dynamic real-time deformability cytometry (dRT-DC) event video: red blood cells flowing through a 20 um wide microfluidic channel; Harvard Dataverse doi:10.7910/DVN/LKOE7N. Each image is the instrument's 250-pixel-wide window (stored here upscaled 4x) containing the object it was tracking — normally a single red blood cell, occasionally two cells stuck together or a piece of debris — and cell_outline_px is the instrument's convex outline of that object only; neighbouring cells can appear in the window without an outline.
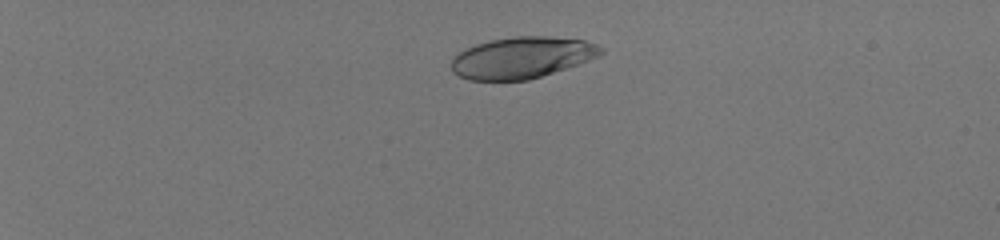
{"species": "human", "species_latin": "Homo sapiens", "temperature_condition": "room temperature", "stored_images_in_passage": 40, "camera_frame_rate_fps": 3000, "um_per_image_px": 0.085, "donor": {"sex": "male"}, "frame": {"image": 1, "passage_image": 1, "time_ms": 0.0, "image_size_px": [1000, 240], "cell_outline_px": [[604, 52], [600, 56], [528, 80], [468, 80], [452, 72], [452, 56], [464, 48], [488, 40], [512, 36], [548, 36], [584, 40], [596, 44], [604, 48]], "centroid_in_image_um": [44.32, 4.88], "position_along_channel_um": 40.7, "area_um2": 36.13}}
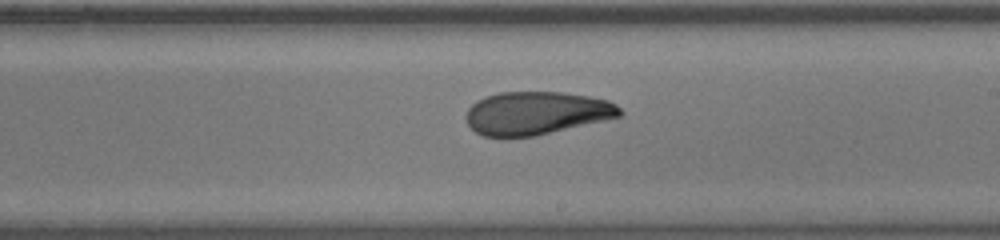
{"frame": {"image": 2, "passage_image": 23, "time_ms": 7.333, "image_size_px": [1000, 240], "cell_outline_px": [[624, 112], [620, 116], [604, 120], [536, 136], [504, 140], [484, 136], [476, 132], [468, 124], [464, 116], [468, 108], [476, 100], [484, 96], [500, 92], [564, 92], [588, 96], [608, 100], [616, 104]], "centroid_in_image_um": [45.53, 9.64], "position_along_channel_um": 243.5, "area_um2": 39.36}}
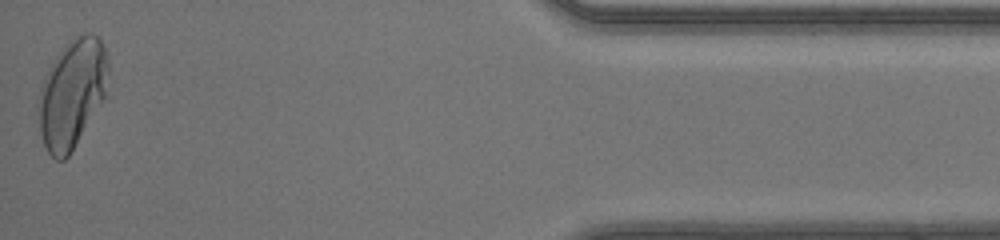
{"frame": {"image": 3, "passage_image": 40, "time_ms": 13.0, "image_size_px": [1000, 240], "cell_outline_px": [[108, 72], [104, 100], [68, 156], [64, 160], [56, 160], [48, 152], [44, 144], [40, 132], [40, 88], [56, 56], [72, 40], [84, 32], [92, 32], [100, 40], [104, 48], [108, 64]], "centroid_in_image_um": [6.16, 7.96], "position_along_channel_um": 429.0, "area_um2": 43.06}, "authors_computed_cell_mechanics": {"area_um2": 39.2462, "velocity_mm_per_s": 4.1884, "shape_relaxation_time_tau1_ms": 6.7695, "shape_relaxation_time_tau2_ms": 1.0805, "deformation_change_tau1": 0.2387, "deformation_change_tau2": 0.0639}}